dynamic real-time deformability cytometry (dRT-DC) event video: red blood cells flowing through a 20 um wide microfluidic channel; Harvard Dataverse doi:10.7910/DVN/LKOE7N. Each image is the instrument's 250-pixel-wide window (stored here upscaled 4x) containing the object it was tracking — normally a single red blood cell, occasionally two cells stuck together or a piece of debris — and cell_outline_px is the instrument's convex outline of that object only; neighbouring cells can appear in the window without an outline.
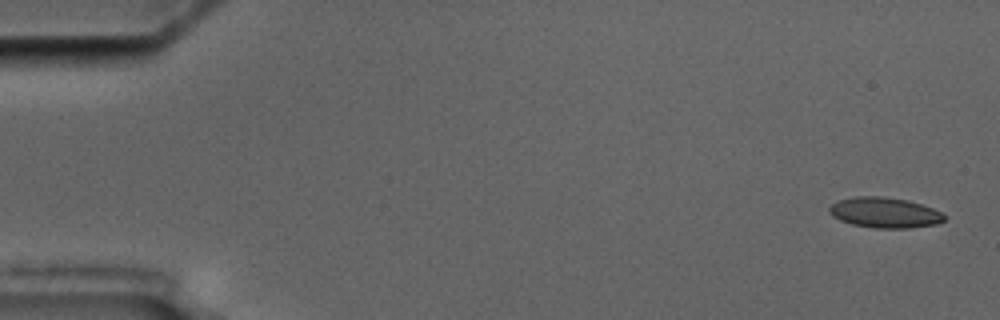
{"species": "common noctule bat (a hibernating species)", "species_latin": "Nyctalus noctula", "temperature_condition": "cold", "stored_images_in_passage": 12, "camera_frame_rate_fps": 3000, "um_per_image_px": 0.085, "animal": {"sex": "male", "body_mass_g": 17.5, "forearm_length_mm": 52.3}, "frame": {"image": 1, "passage_image": 1, "time_ms": 0.0, "image_size_px": [1000, 320], "cell_outline_px": [[948, 216], [944, 220], [936, 224], [912, 228], [872, 228], [852, 224], [840, 220], [832, 216], [828, 212], [828, 208], [836, 200], [856, 196], [880, 196], [908, 200], [932, 208]], "centroid_in_image_um": [75.17, 18.07], "position_along_channel_um": 9.8, "area_um2": 20.58}}